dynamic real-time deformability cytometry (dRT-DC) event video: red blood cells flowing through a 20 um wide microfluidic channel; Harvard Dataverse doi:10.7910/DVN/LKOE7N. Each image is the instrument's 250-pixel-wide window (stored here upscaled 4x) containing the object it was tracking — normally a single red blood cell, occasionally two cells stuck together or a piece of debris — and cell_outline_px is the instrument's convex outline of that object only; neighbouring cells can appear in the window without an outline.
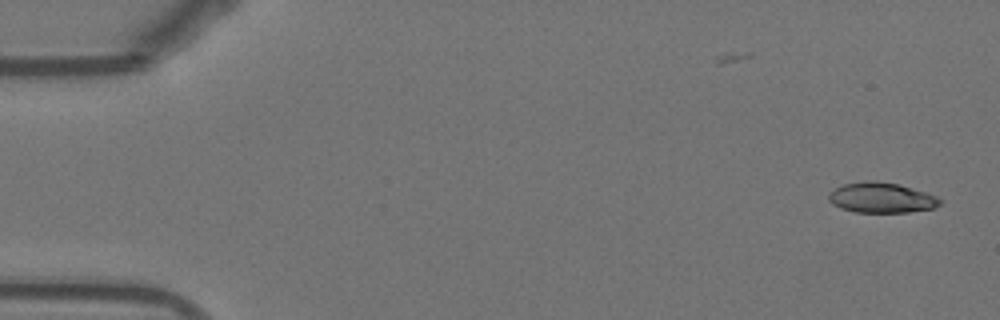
{"species": "Egyptian fruit bat (a non-hibernating species)", "species_latin": "Rousettus aegyptiacus", "temperature_condition": "warm", "stored_images_in_passage": 52, "camera_frame_rate_fps": 3000, "um_per_image_px": 0.085, "animal": {"sex": "female"}, "frame": {"image": 1, "passage_image": 1, "time_ms": 0.0, "image_size_px": [1000, 320], "cell_outline_px": [[944, 200], [940, 204], [932, 208], [908, 212], [856, 212], [840, 208], [832, 204], [828, 200], [828, 192], [844, 184], [868, 180], [876, 180], [896, 184], [924, 192], [936, 196]], "centroid_in_image_um": [74.88, 16.81], "position_along_channel_um": 10.1, "area_um2": 19.54}}
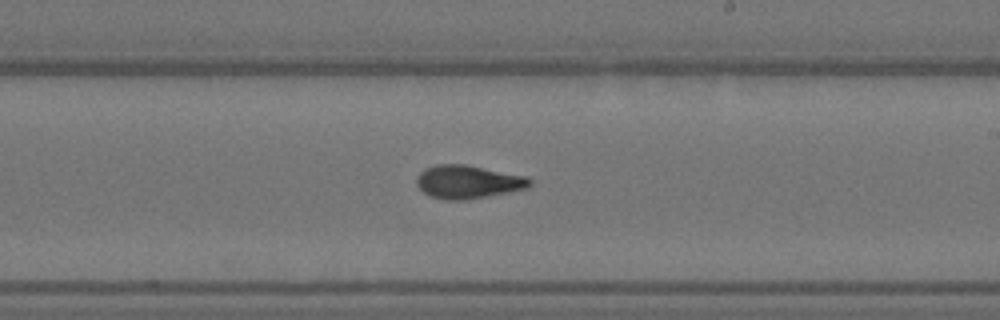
{"frame": {"image": 2, "passage_image": 30, "time_ms": 9.667, "image_size_px": [1000, 320], "cell_outline_px": [[532, 184], [528, 188], [508, 192], [464, 200], [448, 200], [428, 196], [416, 184], [416, 176], [424, 168], [436, 164], [464, 164], [528, 176], [532, 180]], "centroid_in_image_um": [39.77, 15.45], "position_along_channel_um": 249.2, "area_um2": 22.08}}
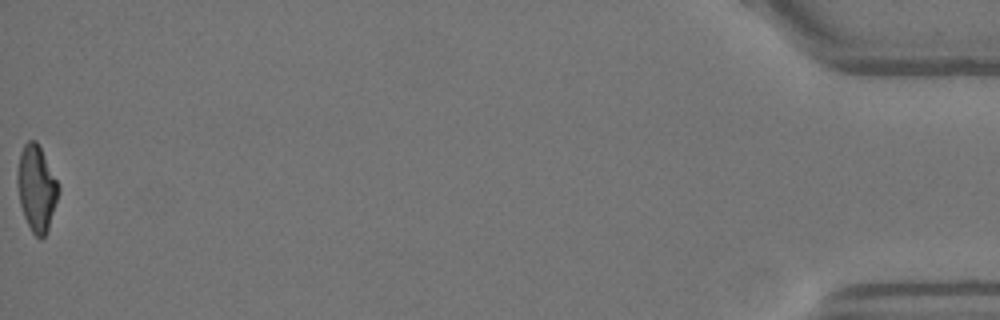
{"frame": {"image": 3, "passage_image": 52, "time_ms": 17.0, "image_size_px": [1000, 320], "cell_outline_px": [[60, 188], [48, 228], [44, 236], [40, 240], [32, 232], [24, 216], [20, 204], [16, 180], [16, 172], [20, 152], [24, 144], [28, 140], [36, 140]], "centroid_in_image_um": [3.07, 15.99], "position_along_channel_um": 432.1, "area_um2": 20.23}, "authors_computed_cell_mechanics": {"area_um2": 21.0103, "velocity_mm_per_s": 3.8457, "shape_relaxation_time_tau1_ms": 9.7132, "shape_relaxation_time_tau2_ms": 2.2488, "deformation_change_tau1": 0.2789, "deformation_change_tau2": 0.0933}}